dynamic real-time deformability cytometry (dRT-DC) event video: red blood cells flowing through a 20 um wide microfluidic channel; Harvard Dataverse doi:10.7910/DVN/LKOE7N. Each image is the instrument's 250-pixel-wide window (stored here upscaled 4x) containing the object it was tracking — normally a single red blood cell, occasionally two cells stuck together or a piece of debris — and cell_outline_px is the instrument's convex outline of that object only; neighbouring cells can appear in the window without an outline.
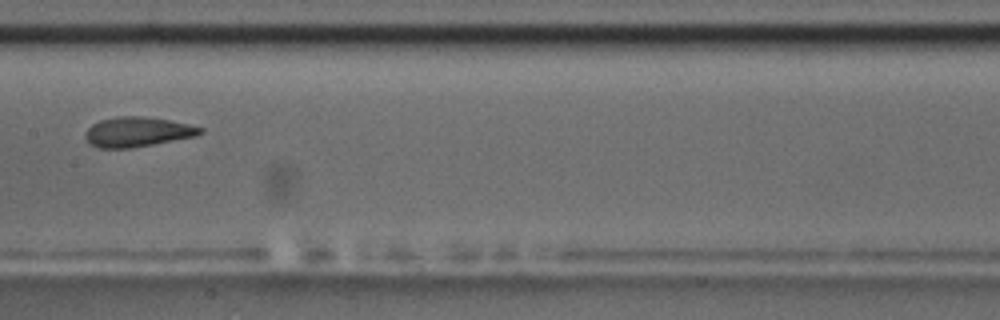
{"species": "common noctule bat (a hibernating species)", "species_latin": "Nyctalus noctula", "temperature_condition": "room temperature", "stored_images_in_passage": 5, "camera_frame_rate_fps": 3000, "um_per_image_px": 0.085, "animal": {"sex": "male", "body_mass_g": 17.5, "forearm_length_mm": 52.3}, "frame": {"image": 1, "passage_image": 5, "time_ms": 4.667, "image_size_px": [1000, 320], "cell_outline_px": [[204, 132], [196, 136], [132, 148], [100, 148], [88, 144], [84, 140], [84, 132], [92, 124], [100, 120], [116, 116], [144, 116], [168, 120], [188, 124], [204, 128]], "centroid_in_image_um": [11.64, 11.21], "position_along_channel_um": 195.8, "area_um2": 20.17}}